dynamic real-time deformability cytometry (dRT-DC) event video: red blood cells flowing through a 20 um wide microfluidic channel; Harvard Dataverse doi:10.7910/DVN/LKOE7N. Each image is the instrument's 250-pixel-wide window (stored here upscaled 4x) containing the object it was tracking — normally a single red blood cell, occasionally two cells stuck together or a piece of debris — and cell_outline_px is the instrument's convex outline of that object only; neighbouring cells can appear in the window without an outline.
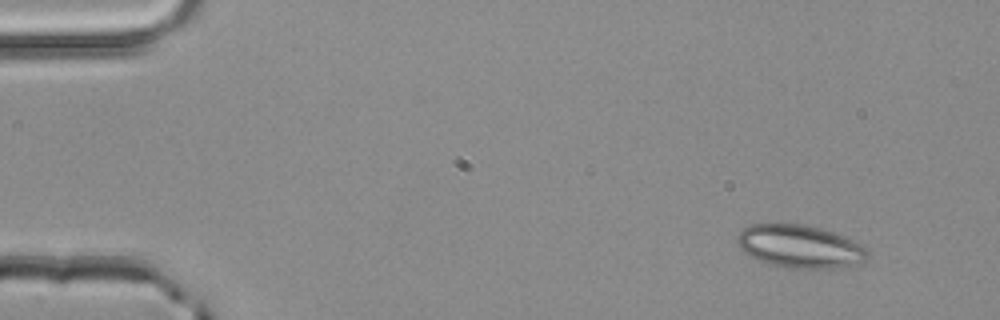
{"species": "common noctule bat (a hibernating species)", "species_latin": "Nyctalus noctula", "temperature_condition": "room temperature", "stored_images_in_passage": 3, "camera_frame_rate_fps": 3000, "um_per_image_px": 0.085, "animal": {"sex": "male", "body_mass_g": 20.4}, "frame": {"image": 1, "passage_image": 1, "time_ms": 0.0, "image_size_px": [1000, 320], "cell_outline_px": [[868, 260], [836, 268], [784, 268], [768, 264], [744, 252], [740, 248], [736, 240], [740, 228], [748, 224], [804, 224], [820, 228], [832, 232], [852, 240], [868, 248]], "centroid_in_image_um": [67.96, 20.94], "position_along_channel_um": 17.0, "area_um2": 32.66}}